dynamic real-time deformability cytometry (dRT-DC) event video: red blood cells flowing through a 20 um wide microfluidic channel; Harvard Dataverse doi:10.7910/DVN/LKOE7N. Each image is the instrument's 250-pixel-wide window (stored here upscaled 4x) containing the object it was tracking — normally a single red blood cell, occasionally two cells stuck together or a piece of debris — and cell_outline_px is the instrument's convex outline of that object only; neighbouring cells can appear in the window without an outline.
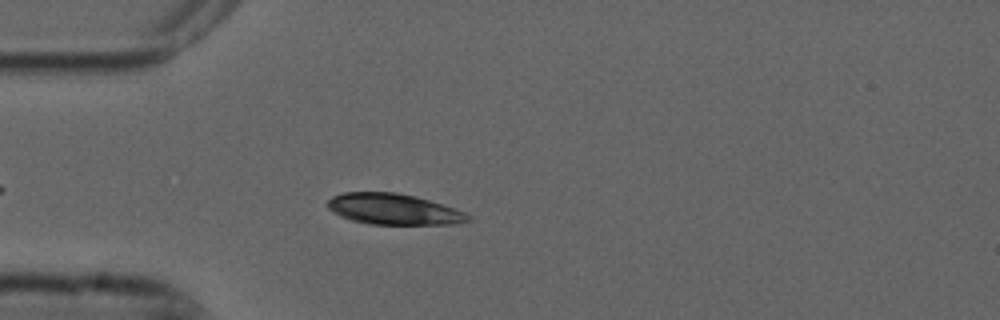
{"species": "common noctule bat (a hibernating species)", "species_latin": "Nyctalus noctula", "temperature_condition": "cold", "stored_images_in_passage": 5, "camera_frame_rate_fps": 3000, "um_per_image_px": 0.085, "animal": {"sex": "male", "forearm_length_mm": 52.5}, "frame": {"image": 1, "passage_image": 5, "time_ms": 1.333, "image_size_px": [1000, 320], "cell_outline_px": [[472, 220], [452, 224], [368, 224], [352, 220], [340, 216], [332, 212], [328, 208], [328, 200], [332, 196], [344, 192], [396, 192], [416, 196], [464, 212], [472, 216]], "centroid_in_image_um": [33.43, 17.78], "position_along_channel_um": 51.6, "area_um2": 25.2}}